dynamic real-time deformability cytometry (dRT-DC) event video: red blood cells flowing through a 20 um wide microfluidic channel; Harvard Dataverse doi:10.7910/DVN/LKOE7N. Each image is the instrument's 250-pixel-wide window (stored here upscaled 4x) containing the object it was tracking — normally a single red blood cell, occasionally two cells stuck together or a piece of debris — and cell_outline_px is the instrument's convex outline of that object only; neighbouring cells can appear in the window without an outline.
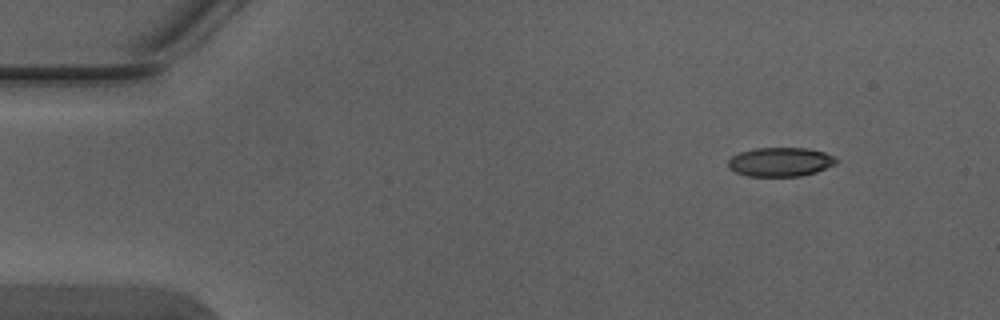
{"species": "Egyptian fruit bat (a non-hibernating species)", "species_latin": "Rousettus aegyptiacus", "temperature_condition": "warm", "stored_images_in_passage": 4, "camera_frame_rate_fps": 3000, "um_per_image_px": 0.085, "animal": {"sex": "male"}, "frame": {"image": 1, "passage_image": 1, "time_ms": 0.0, "image_size_px": [1000, 320], "cell_outline_px": [[836, 164], [816, 172], [800, 176], [748, 176], [736, 172], [728, 168], [728, 160], [732, 156], [740, 152], [756, 148], [808, 148], [824, 152], [836, 156]], "centroid_in_image_um": [66.34, 13.76], "position_along_channel_um": 18.7, "area_um2": 18.32}}
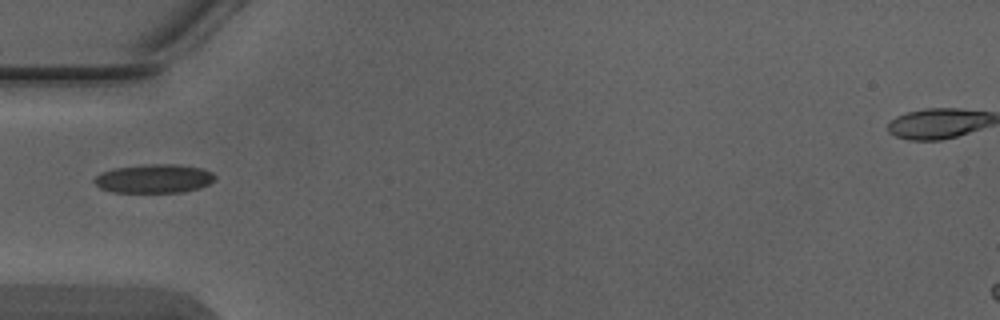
{"frame": {"image": 2, "passage_image": 4, "time_ms": 1.0, "image_size_px": [1000, 320], "cell_outline_px": [[216, 180], [200, 188], [184, 192], [112, 192], [100, 188], [92, 180], [100, 172], [112, 168], [144, 164], [176, 164], [200, 168], [212, 172], [216, 176]], "centroid_in_image_um": [13.08, 15.18], "position_along_channel_um": 71.9, "area_um2": 20.46}}